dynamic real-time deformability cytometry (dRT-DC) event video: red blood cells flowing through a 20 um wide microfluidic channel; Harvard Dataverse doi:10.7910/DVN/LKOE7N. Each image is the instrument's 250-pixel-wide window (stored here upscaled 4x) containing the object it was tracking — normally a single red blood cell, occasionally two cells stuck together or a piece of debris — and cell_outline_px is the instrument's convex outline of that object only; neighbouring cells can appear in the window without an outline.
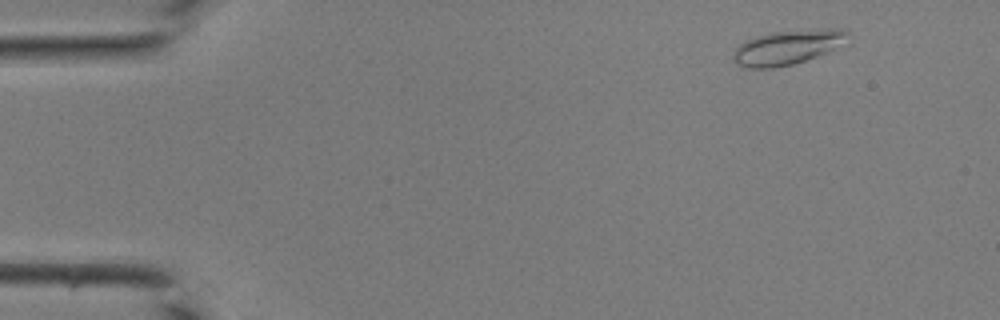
{"species": "common noctule bat (a hibernating species)", "species_latin": "Nyctalus noctula", "temperature_condition": "room temperature", "stored_images_in_passage": 40, "camera_frame_rate_fps": 3000, "um_per_image_px": 0.085, "animal": {"sex": "male", "body_mass_g": 19.0, "forearm_length_mm": 50.8}, "frame": {"image": 1, "passage_image": 2, "time_ms": 0.333, "image_size_px": [1000, 320], "cell_outline_px": [[852, 44], [792, 64], [772, 68], [744, 68], [736, 64], [732, 56], [736, 48], [740, 44], [756, 36], [772, 32], [824, 28], [840, 28], [848, 32], [852, 36]], "centroid_in_image_um": [67.08, 4.0], "position_along_channel_um": 17.9, "area_um2": 23.64}}
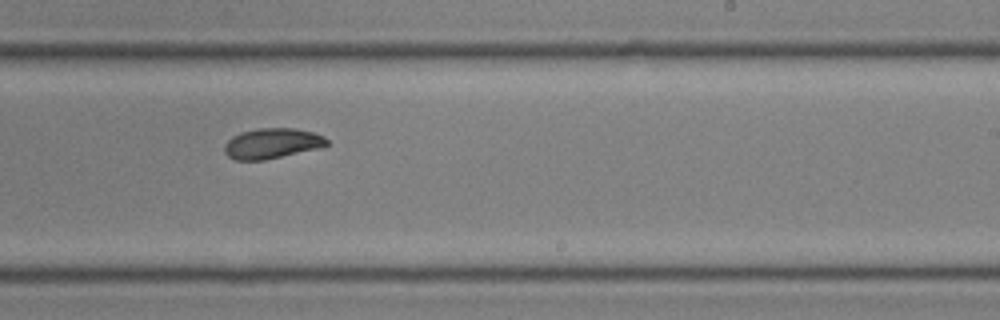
{"frame": {"image": 2, "passage_image": 24, "time_ms": 7.667, "image_size_px": [1000, 320], "cell_outline_px": [[328, 144], [316, 148], [264, 160], [236, 160], [228, 156], [224, 152], [224, 144], [232, 136], [244, 132], [260, 128], [296, 128], [312, 132], [324, 136], [328, 140]], "centroid_in_image_um": [23.09, 12.18], "position_along_channel_um": 265.9, "area_um2": 17.8}}
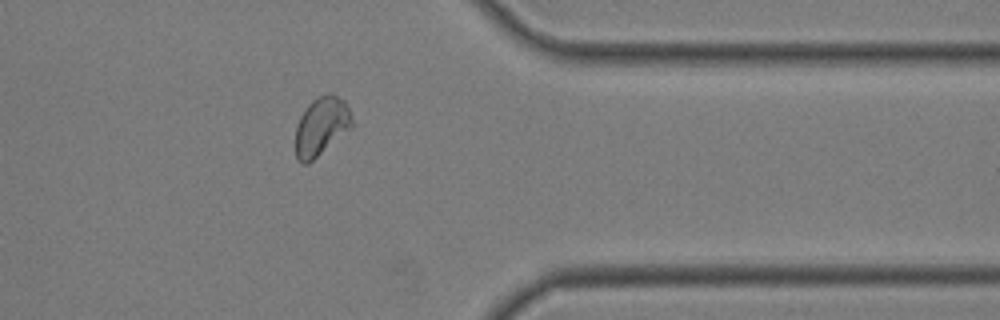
{"frame": {"image": 3, "passage_image": 32, "time_ms": 10.333, "image_size_px": [1000, 320], "cell_outline_px": [[352, 128], [308, 164], [304, 164], [296, 160], [296, 124], [300, 116], [308, 104], [312, 100], [328, 92], [332, 92], [344, 100], [348, 104], [352, 116]], "centroid_in_image_um": [27.33, 10.72], "position_along_channel_um": 384.1, "area_um2": 19.54}}